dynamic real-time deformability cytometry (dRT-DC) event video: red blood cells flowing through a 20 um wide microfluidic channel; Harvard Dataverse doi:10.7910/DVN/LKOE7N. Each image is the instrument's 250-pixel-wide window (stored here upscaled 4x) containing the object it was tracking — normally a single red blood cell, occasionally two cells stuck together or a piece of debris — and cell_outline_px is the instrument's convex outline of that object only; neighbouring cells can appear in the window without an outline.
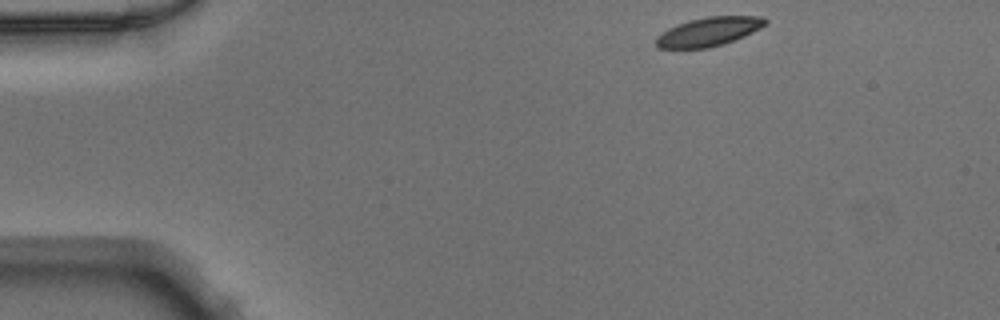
{"species": "Egyptian fruit bat (a non-hibernating species)", "species_latin": "Rousettus aegyptiacus", "temperature_condition": "warm", "stored_images_in_passage": 44, "camera_frame_rate_fps": 3000, "um_per_image_px": 0.085, "animal": {"sex": "male"}, "frame": {"image": 1, "passage_image": 1, "time_ms": 0.0, "image_size_px": [1000, 320], "cell_outline_px": [[768, 20], [760, 28], [744, 36], [724, 44], [708, 48], [656, 48], [656, 36], [668, 28], [676, 24], [688, 20], [708, 16], [764, 16]], "centroid_in_image_um": [60.22, 2.68], "position_along_channel_um": 24.8, "area_um2": 18.44}}
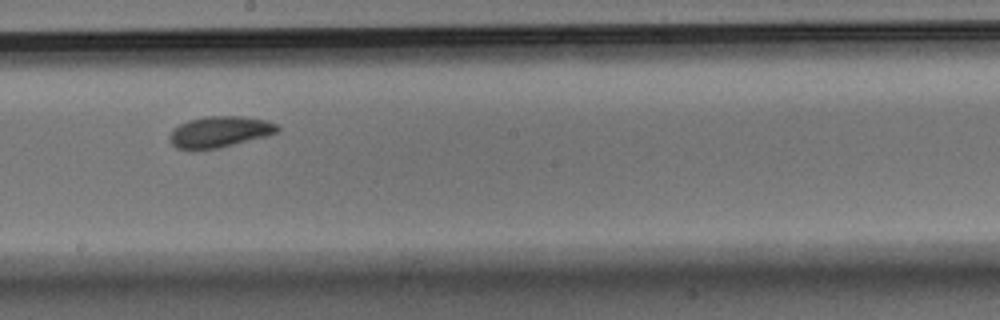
{"frame": {"image": 2, "passage_image": 22, "time_ms": 7.0, "image_size_px": [1000, 320], "cell_outline_px": [[280, 132], [268, 136], [220, 148], [176, 148], [168, 140], [168, 136], [172, 128], [188, 120], [204, 116], [244, 116], [264, 120], [276, 124], [280, 128]], "centroid_in_image_um": [18.68, 11.19], "position_along_channel_um": 229.5, "area_um2": 19.65}}
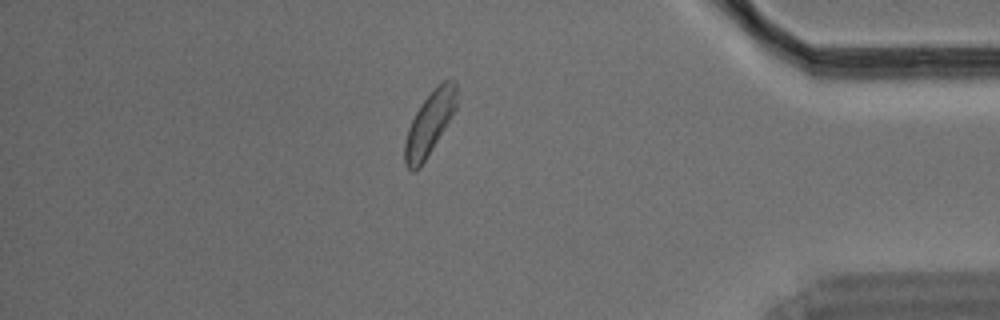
{"frame": {"image": 3, "passage_image": 37, "time_ms": 12.0, "image_size_px": [1000, 320], "cell_outline_px": [[456, 108], [452, 116], [420, 168], [412, 172], [404, 164], [404, 144], [408, 128], [420, 104], [448, 76], [456, 80]], "centroid_in_image_um": [36.51, 10.5], "position_along_channel_um": 398.7, "area_um2": 18.9}}